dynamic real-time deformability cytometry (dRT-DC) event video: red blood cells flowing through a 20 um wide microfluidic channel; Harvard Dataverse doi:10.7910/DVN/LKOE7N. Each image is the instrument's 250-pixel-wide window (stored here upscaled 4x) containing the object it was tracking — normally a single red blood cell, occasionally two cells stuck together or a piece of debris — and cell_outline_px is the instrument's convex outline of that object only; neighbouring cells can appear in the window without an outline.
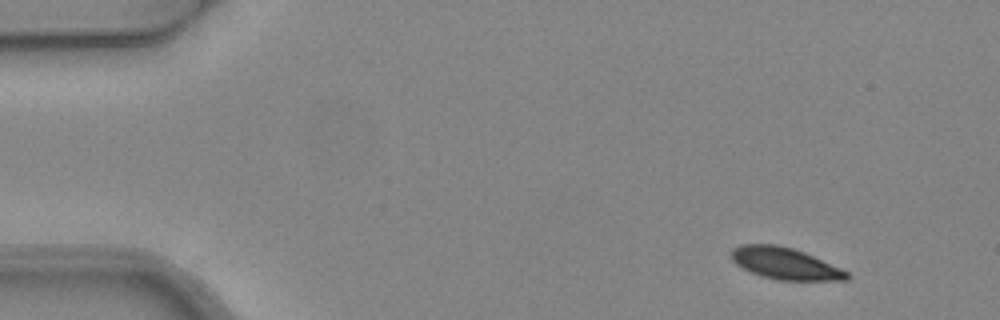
{"species": "common noctule bat (a hibernating species)", "species_latin": "Nyctalus noctula", "temperature_condition": "warm", "stored_images_in_passage": 4, "camera_frame_rate_fps": 3000, "um_per_image_px": 0.085, "animal": {"sex": "female", "body_mass_g": 24.6, "forearm_length_mm": 56.2}, "frame": {"image": 1, "passage_image": 1, "time_ms": 0.0, "image_size_px": [1000, 320], "cell_outline_px": [[852, 276], [848, 280], [780, 280], [760, 276], [736, 264], [732, 260], [732, 248], [740, 244], [776, 244], [792, 248], [804, 252], [840, 268], [848, 272]], "centroid_in_image_um": [66.73, 22.39], "position_along_channel_um": 18.3, "area_um2": 21.21}}
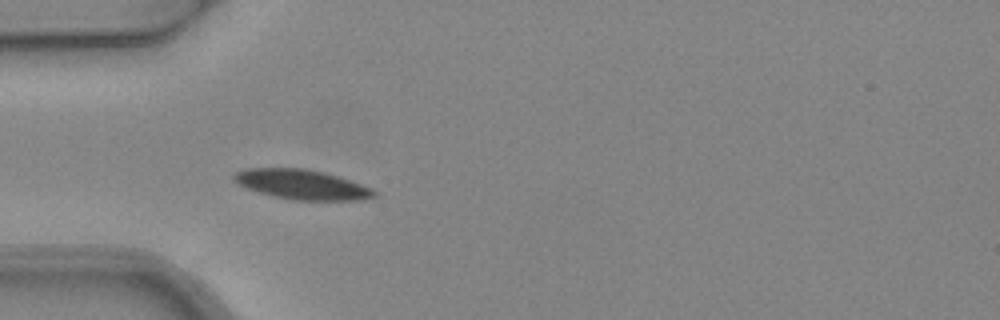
{"frame": {"image": 2, "passage_image": 4, "time_ms": 1.0, "image_size_px": [1000, 320], "cell_outline_px": [[380, 192], [376, 196], [360, 200], [296, 200], [276, 196], [260, 192], [236, 184], [232, 180], [232, 176], [236, 172], [244, 168], [304, 168], [324, 172], [372, 188]], "centroid_in_image_um": [25.65, 15.67], "position_along_channel_um": 59.3, "area_um2": 24.22}}